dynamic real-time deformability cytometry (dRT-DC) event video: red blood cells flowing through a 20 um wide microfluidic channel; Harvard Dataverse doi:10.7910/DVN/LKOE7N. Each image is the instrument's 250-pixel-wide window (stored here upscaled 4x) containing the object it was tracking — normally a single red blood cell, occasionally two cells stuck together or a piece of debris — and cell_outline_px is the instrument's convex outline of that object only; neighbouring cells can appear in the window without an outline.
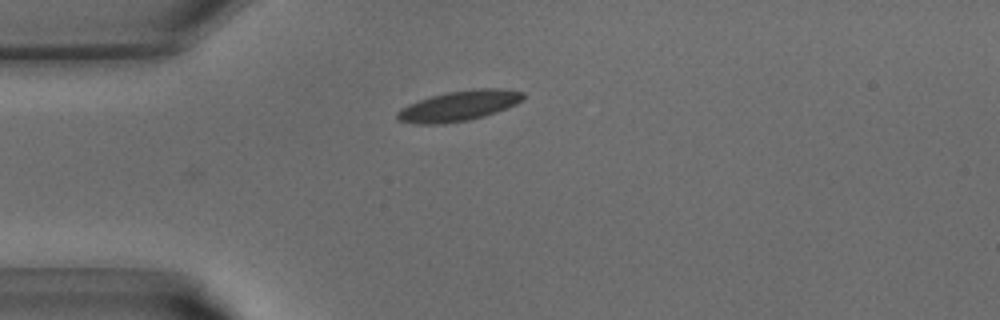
{"species": "common noctule bat (a hibernating species)", "species_latin": "Nyctalus noctula", "temperature_condition": "warm", "stored_images_in_passage": 30, "camera_frame_rate_fps": 3000, "um_per_image_px": 0.085, "animal": {"sex": "male", "body_mass_g": 15.6}, "frame": {"image": 1, "passage_image": 1, "time_ms": 0.0, "image_size_px": [1000, 320], "cell_outline_px": [[524, 100], [508, 108], [484, 116], [468, 120], [444, 124], [416, 124], [396, 120], [396, 112], [400, 108], [408, 104], [432, 96], [448, 92], [472, 88], [500, 88], [524, 92]], "centroid_in_image_um": [39.01, 9.0], "position_along_channel_um": 46.0, "area_um2": 22.43}}
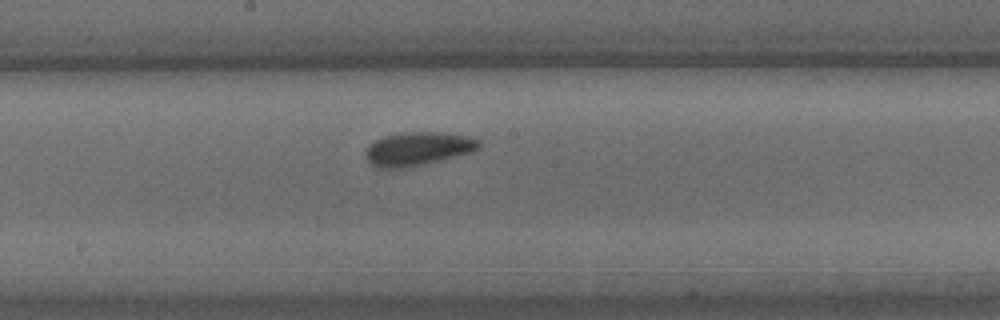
{"frame": {"image": 2, "passage_image": 12, "time_ms": 3.667, "image_size_px": [1000, 320], "cell_outline_px": [[480, 148], [472, 152], [424, 164], [404, 168], [376, 168], [368, 164], [364, 156], [364, 148], [368, 144], [384, 136], [400, 132], [440, 132], [468, 136], [480, 140]], "centroid_in_image_um": [35.45, 12.65], "position_along_channel_um": 212.7, "area_um2": 22.54}}
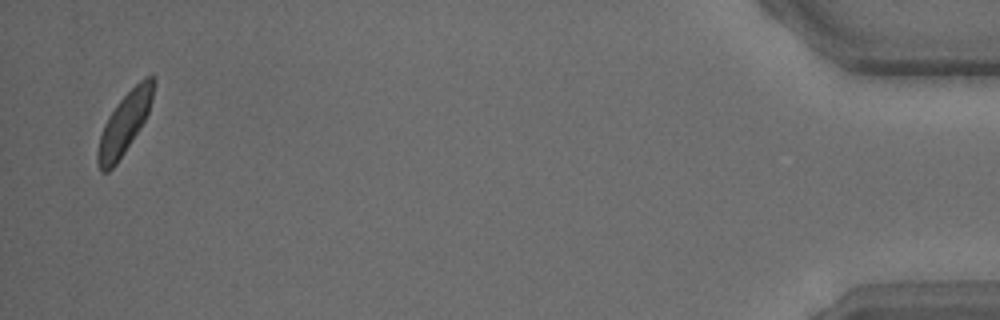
{"frame": {"image": 3, "passage_image": 30, "time_ms": 9.667, "image_size_px": [1000, 320], "cell_outline_px": [[156, 80], [152, 100], [148, 112], [140, 128], [116, 164], [108, 172], [100, 172], [96, 160], [96, 152], [100, 136], [104, 124], [108, 116], [116, 104], [144, 76], [156, 76]], "centroid_in_image_um": [10.57, 10.48], "position_along_channel_um": 424.6, "area_um2": 19.83}}